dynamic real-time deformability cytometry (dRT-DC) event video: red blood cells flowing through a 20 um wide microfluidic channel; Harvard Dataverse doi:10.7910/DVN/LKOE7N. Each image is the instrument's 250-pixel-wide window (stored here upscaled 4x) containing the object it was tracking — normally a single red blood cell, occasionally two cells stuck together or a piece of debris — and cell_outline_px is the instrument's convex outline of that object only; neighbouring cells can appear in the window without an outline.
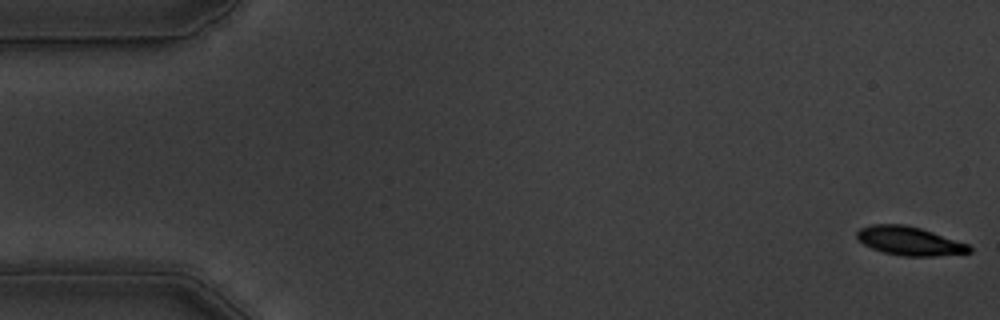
{"species": "common noctule bat (a hibernating species)", "species_latin": "Nyctalus noctula", "temperature_condition": "warm", "stored_images_in_passage": 17, "camera_frame_rate_fps": 3000, "um_per_image_px": 0.085, "animal": {"sex": "male", "body_mass_g": 19.5, "forearm_length_mm": 54.6}, "frame": {"image": 1, "passage_image": 1, "time_ms": 0.0, "image_size_px": [1000, 320], "cell_outline_px": [[972, 252], [936, 256], [904, 256], [884, 252], [872, 248], [864, 244], [856, 236], [856, 232], [860, 228], [872, 224], [904, 224], [920, 228], [968, 244], [972, 248]], "centroid_in_image_um": [77.3, 20.48], "position_along_channel_um": 7.7, "area_um2": 18.61}}